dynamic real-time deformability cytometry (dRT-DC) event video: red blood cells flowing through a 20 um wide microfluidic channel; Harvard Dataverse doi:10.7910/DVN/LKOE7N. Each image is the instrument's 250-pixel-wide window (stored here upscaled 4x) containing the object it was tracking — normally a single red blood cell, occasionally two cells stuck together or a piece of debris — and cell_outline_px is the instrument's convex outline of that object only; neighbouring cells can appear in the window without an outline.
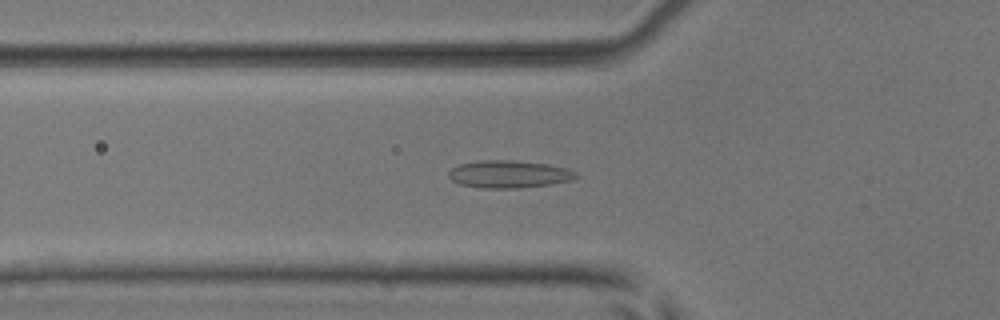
{"species": "common noctule bat (a hibernating species)", "species_latin": "Nyctalus noctula", "temperature_condition": "room temperature", "stored_images_in_passage": 37, "camera_frame_rate_fps": 3000, "um_per_image_px": 0.085, "animal": {"sex": "male", "body_mass_g": 17.9, "forearm_length_mm": 54.2}, "frame": {"image": 1, "passage_image": 4, "time_ms": 1.0, "image_size_px": [1000, 320], "cell_outline_px": [[576, 176], [572, 180], [552, 184], [516, 188], [480, 188], [460, 184], [452, 180], [448, 176], [448, 172], [452, 168], [460, 164], [480, 160], [512, 160], [548, 164], [568, 168], [576, 172]], "centroid_in_image_um": [43.25, 14.8], "position_along_channel_um": 82.5, "area_um2": 20.4}}
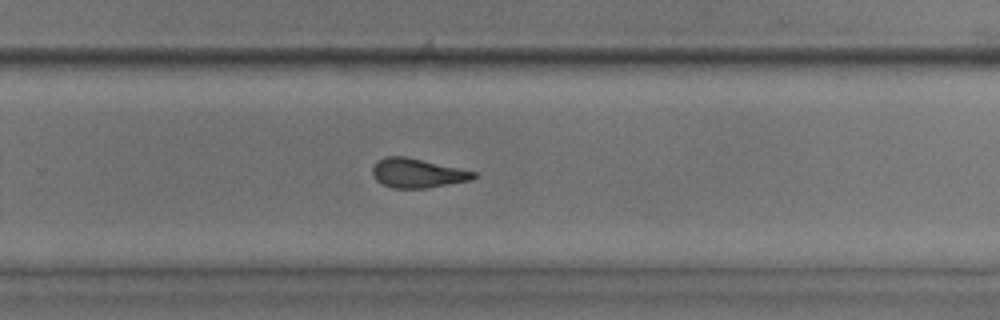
{"frame": {"image": 2, "passage_image": 20, "time_ms": 6.333, "image_size_px": [1000, 320], "cell_outline_px": [[476, 176], [468, 180], [428, 188], [392, 188], [376, 180], [372, 176], [372, 168], [376, 160], [384, 156], [404, 156], [476, 172]], "centroid_in_image_um": [35.4, 14.71], "position_along_channel_um": 294.4, "area_um2": 17.05}}
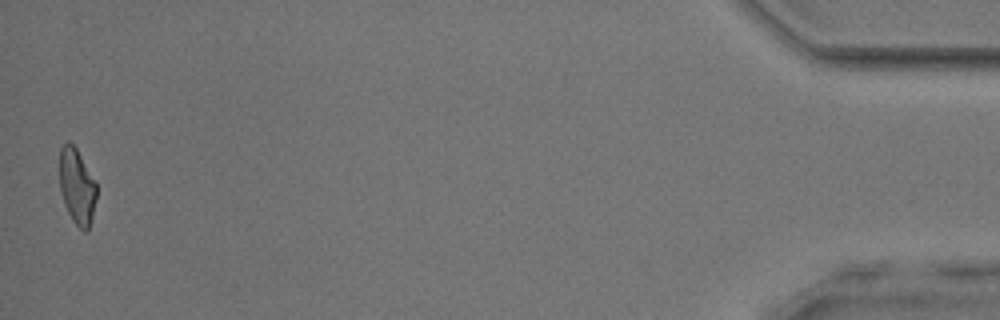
{"frame": {"image": 3, "passage_image": 37, "time_ms": 12.0, "image_size_px": [1000, 320], "cell_outline_px": [[96, 200], [88, 232], [84, 232], [72, 220], [64, 204], [60, 192], [60, 148], [68, 140], [76, 148], [96, 184]], "centroid_in_image_um": [6.53, 15.88], "position_along_channel_um": 428.7, "area_um2": 16.13}, "authors_computed_cell_mechanics": {"area_um2": 17.5134, "velocity_mm_per_s": 3.9787, "shape_relaxation_time_tau1_ms": null, "shape_relaxation_time_tau2_ms": 1.8622, "deformation_change_tau1": null, "deformation_change_tau2": 0.0904}}